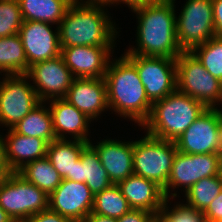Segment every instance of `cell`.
Segmentation results:
<instances>
[{
	"mask_svg": "<svg viewBox=\"0 0 222 222\" xmlns=\"http://www.w3.org/2000/svg\"><path fill=\"white\" fill-rule=\"evenodd\" d=\"M104 79L109 109L142 126L150 115L152 102L136 66L123 54L121 58L109 61Z\"/></svg>",
	"mask_w": 222,
	"mask_h": 222,
	"instance_id": "cell-2",
	"label": "cell"
},
{
	"mask_svg": "<svg viewBox=\"0 0 222 222\" xmlns=\"http://www.w3.org/2000/svg\"><path fill=\"white\" fill-rule=\"evenodd\" d=\"M177 90L189 95L207 109L222 103V82L214 78L192 52L176 58Z\"/></svg>",
	"mask_w": 222,
	"mask_h": 222,
	"instance_id": "cell-5",
	"label": "cell"
},
{
	"mask_svg": "<svg viewBox=\"0 0 222 222\" xmlns=\"http://www.w3.org/2000/svg\"><path fill=\"white\" fill-rule=\"evenodd\" d=\"M72 181L85 183L95 195L113 185L96 150L88 144L72 169Z\"/></svg>",
	"mask_w": 222,
	"mask_h": 222,
	"instance_id": "cell-22",
	"label": "cell"
},
{
	"mask_svg": "<svg viewBox=\"0 0 222 222\" xmlns=\"http://www.w3.org/2000/svg\"><path fill=\"white\" fill-rule=\"evenodd\" d=\"M89 143L80 140L55 139L48 144L47 157L63 179L72 180V169Z\"/></svg>",
	"mask_w": 222,
	"mask_h": 222,
	"instance_id": "cell-23",
	"label": "cell"
},
{
	"mask_svg": "<svg viewBox=\"0 0 222 222\" xmlns=\"http://www.w3.org/2000/svg\"><path fill=\"white\" fill-rule=\"evenodd\" d=\"M41 102L12 129L20 134L29 137H38L51 143L56 139L53 128L52 114L49 107L43 106Z\"/></svg>",
	"mask_w": 222,
	"mask_h": 222,
	"instance_id": "cell-25",
	"label": "cell"
},
{
	"mask_svg": "<svg viewBox=\"0 0 222 222\" xmlns=\"http://www.w3.org/2000/svg\"><path fill=\"white\" fill-rule=\"evenodd\" d=\"M96 150L108 177L113 184H118L128 176L134 174L133 171V141H118L105 139L93 145Z\"/></svg>",
	"mask_w": 222,
	"mask_h": 222,
	"instance_id": "cell-18",
	"label": "cell"
},
{
	"mask_svg": "<svg viewBox=\"0 0 222 222\" xmlns=\"http://www.w3.org/2000/svg\"><path fill=\"white\" fill-rule=\"evenodd\" d=\"M117 186L122 195L127 199L131 209L146 210L157 213L162 210L166 197L163 188L156 182L142 176L132 174Z\"/></svg>",
	"mask_w": 222,
	"mask_h": 222,
	"instance_id": "cell-19",
	"label": "cell"
},
{
	"mask_svg": "<svg viewBox=\"0 0 222 222\" xmlns=\"http://www.w3.org/2000/svg\"><path fill=\"white\" fill-rule=\"evenodd\" d=\"M169 199H166L162 210L155 213L153 222H206L203 211L197 210L188 204H176L168 207Z\"/></svg>",
	"mask_w": 222,
	"mask_h": 222,
	"instance_id": "cell-31",
	"label": "cell"
},
{
	"mask_svg": "<svg viewBox=\"0 0 222 222\" xmlns=\"http://www.w3.org/2000/svg\"><path fill=\"white\" fill-rule=\"evenodd\" d=\"M176 152L175 142L158 139L146 133L142 139L133 141L134 174L154 181L164 189Z\"/></svg>",
	"mask_w": 222,
	"mask_h": 222,
	"instance_id": "cell-6",
	"label": "cell"
},
{
	"mask_svg": "<svg viewBox=\"0 0 222 222\" xmlns=\"http://www.w3.org/2000/svg\"><path fill=\"white\" fill-rule=\"evenodd\" d=\"M48 200L52 211L72 222H84L92 212L94 194L85 183L63 179Z\"/></svg>",
	"mask_w": 222,
	"mask_h": 222,
	"instance_id": "cell-13",
	"label": "cell"
},
{
	"mask_svg": "<svg viewBox=\"0 0 222 222\" xmlns=\"http://www.w3.org/2000/svg\"><path fill=\"white\" fill-rule=\"evenodd\" d=\"M105 6L74 1L58 25L60 47H114L118 31Z\"/></svg>",
	"mask_w": 222,
	"mask_h": 222,
	"instance_id": "cell-3",
	"label": "cell"
},
{
	"mask_svg": "<svg viewBox=\"0 0 222 222\" xmlns=\"http://www.w3.org/2000/svg\"><path fill=\"white\" fill-rule=\"evenodd\" d=\"M64 99L91 121L109 108L104 78H74Z\"/></svg>",
	"mask_w": 222,
	"mask_h": 222,
	"instance_id": "cell-17",
	"label": "cell"
},
{
	"mask_svg": "<svg viewBox=\"0 0 222 222\" xmlns=\"http://www.w3.org/2000/svg\"><path fill=\"white\" fill-rule=\"evenodd\" d=\"M49 196L17 172L0 184V207L14 222H24L32 215L49 208Z\"/></svg>",
	"mask_w": 222,
	"mask_h": 222,
	"instance_id": "cell-7",
	"label": "cell"
},
{
	"mask_svg": "<svg viewBox=\"0 0 222 222\" xmlns=\"http://www.w3.org/2000/svg\"><path fill=\"white\" fill-rule=\"evenodd\" d=\"M4 76L0 82V125L12 129L41 101L26 74Z\"/></svg>",
	"mask_w": 222,
	"mask_h": 222,
	"instance_id": "cell-10",
	"label": "cell"
},
{
	"mask_svg": "<svg viewBox=\"0 0 222 222\" xmlns=\"http://www.w3.org/2000/svg\"><path fill=\"white\" fill-rule=\"evenodd\" d=\"M176 33L182 52H191L215 37L212 0H187L176 17Z\"/></svg>",
	"mask_w": 222,
	"mask_h": 222,
	"instance_id": "cell-8",
	"label": "cell"
},
{
	"mask_svg": "<svg viewBox=\"0 0 222 222\" xmlns=\"http://www.w3.org/2000/svg\"><path fill=\"white\" fill-rule=\"evenodd\" d=\"M222 154H185L177 151L166 187L163 189L166 199L177 197L172 190L184 187L185 193L200 179L221 173Z\"/></svg>",
	"mask_w": 222,
	"mask_h": 222,
	"instance_id": "cell-9",
	"label": "cell"
},
{
	"mask_svg": "<svg viewBox=\"0 0 222 222\" xmlns=\"http://www.w3.org/2000/svg\"><path fill=\"white\" fill-rule=\"evenodd\" d=\"M26 75L33 80V87L41 102L64 98L75 78L61 55L30 66Z\"/></svg>",
	"mask_w": 222,
	"mask_h": 222,
	"instance_id": "cell-12",
	"label": "cell"
},
{
	"mask_svg": "<svg viewBox=\"0 0 222 222\" xmlns=\"http://www.w3.org/2000/svg\"><path fill=\"white\" fill-rule=\"evenodd\" d=\"M49 102L56 139H67L65 135L68 133L73 140L89 143L87 135L91 120L64 98L51 99Z\"/></svg>",
	"mask_w": 222,
	"mask_h": 222,
	"instance_id": "cell-20",
	"label": "cell"
},
{
	"mask_svg": "<svg viewBox=\"0 0 222 222\" xmlns=\"http://www.w3.org/2000/svg\"><path fill=\"white\" fill-rule=\"evenodd\" d=\"M216 36L222 37V0H212Z\"/></svg>",
	"mask_w": 222,
	"mask_h": 222,
	"instance_id": "cell-36",
	"label": "cell"
},
{
	"mask_svg": "<svg viewBox=\"0 0 222 222\" xmlns=\"http://www.w3.org/2000/svg\"><path fill=\"white\" fill-rule=\"evenodd\" d=\"M84 222H117V219L99 214H90Z\"/></svg>",
	"mask_w": 222,
	"mask_h": 222,
	"instance_id": "cell-38",
	"label": "cell"
},
{
	"mask_svg": "<svg viewBox=\"0 0 222 222\" xmlns=\"http://www.w3.org/2000/svg\"><path fill=\"white\" fill-rule=\"evenodd\" d=\"M191 52L214 78L222 82V37L215 36Z\"/></svg>",
	"mask_w": 222,
	"mask_h": 222,
	"instance_id": "cell-30",
	"label": "cell"
},
{
	"mask_svg": "<svg viewBox=\"0 0 222 222\" xmlns=\"http://www.w3.org/2000/svg\"><path fill=\"white\" fill-rule=\"evenodd\" d=\"M175 143L177 151L185 154H222L215 110L206 109Z\"/></svg>",
	"mask_w": 222,
	"mask_h": 222,
	"instance_id": "cell-14",
	"label": "cell"
},
{
	"mask_svg": "<svg viewBox=\"0 0 222 222\" xmlns=\"http://www.w3.org/2000/svg\"><path fill=\"white\" fill-rule=\"evenodd\" d=\"M4 176L0 173V184H1V182L4 180Z\"/></svg>",
	"mask_w": 222,
	"mask_h": 222,
	"instance_id": "cell-42",
	"label": "cell"
},
{
	"mask_svg": "<svg viewBox=\"0 0 222 222\" xmlns=\"http://www.w3.org/2000/svg\"><path fill=\"white\" fill-rule=\"evenodd\" d=\"M0 173L4 177H7L12 173L6 160L5 142L4 137L2 138V135H0Z\"/></svg>",
	"mask_w": 222,
	"mask_h": 222,
	"instance_id": "cell-37",
	"label": "cell"
},
{
	"mask_svg": "<svg viewBox=\"0 0 222 222\" xmlns=\"http://www.w3.org/2000/svg\"><path fill=\"white\" fill-rule=\"evenodd\" d=\"M155 213L140 210L130 209L122 217L117 219V222H153Z\"/></svg>",
	"mask_w": 222,
	"mask_h": 222,
	"instance_id": "cell-33",
	"label": "cell"
},
{
	"mask_svg": "<svg viewBox=\"0 0 222 222\" xmlns=\"http://www.w3.org/2000/svg\"><path fill=\"white\" fill-rule=\"evenodd\" d=\"M135 66L148 99L153 103L177 89L176 59L124 54Z\"/></svg>",
	"mask_w": 222,
	"mask_h": 222,
	"instance_id": "cell-11",
	"label": "cell"
},
{
	"mask_svg": "<svg viewBox=\"0 0 222 222\" xmlns=\"http://www.w3.org/2000/svg\"><path fill=\"white\" fill-rule=\"evenodd\" d=\"M222 191V174L205 177L195 183L186 193L187 204L204 211Z\"/></svg>",
	"mask_w": 222,
	"mask_h": 222,
	"instance_id": "cell-29",
	"label": "cell"
},
{
	"mask_svg": "<svg viewBox=\"0 0 222 222\" xmlns=\"http://www.w3.org/2000/svg\"><path fill=\"white\" fill-rule=\"evenodd\" d=\"M24 222H72L69 218L58 214L51 209L36 213L27 218Z\"/></svg>",
	"mask_w": 222,
	"mask_h": 222,
	"instance_id": "cell-35",
	"label": "cell"
},
{
	"mask_svg": "<svg viewBox=\"0 0 222 222\" xmlns=\"http://www.w3.org/2000/svg\"><path fill=\"white\" fill-rule=\"evenodd\" d=\"M74 1L80 2L79 0H18L24 21L53 25H59Z\"/></svg>",
	"mask_w": 222,
	"mask_h": 222,
	"instance_id": "cell-24",
	"label": "cell"
},
{
	"mask_svg": "<svg viewBox=\"0 0 222 222\" xmlns=\"http://www.w3.org/2000/svg\"><path fill=\"white\" fill-rule=\"evenodd\" d=\"M217 115V123L219 128V137H220V146L222 149V110L218 109V107L213 108Z\"/></svg>",
	"mask_w": 222,
	"mask_h": 222,
	"instance_id": "cell-39",
	"label": "cell"
},
{
	"mask_svg": "<svg viewBox=\"0 0 222 222\" xmlns=\"http://www.w3.org/2000/svg\"><path fill=\"white\" fill-rule=\"evenodd\" d=\"M81 3H89V4H102V5H111V4H119V0H80Z\"/></svg>",
	"mask_w": 222,
	"mask_h": 222,
	"instance_id": "cell-40",
	"label": "cell"
},
{
	"mask_svg": "<svg viewBox=\"0 0 222 222\" xmlns=\"http://www.w3.org/2000/svg\"><path fill=\"white\" fill-rule=\"evenodd\" d=\"M207 108L177 89L164 99L152 103L148 119L141 128L147 134L175 142Z\"/></svg>",
	"mask_w": 222,
	"mask_h": 222,
	"instance_id": "cell-4",
	"label": "cell"
},
{
	"mask_svg": "<svg viewBox=\"0 0 222 222\" xmlns=\"http://www.w3.org/2000/svg\"><path fill=\"white\" fill-rule=\"evenodd\" d=\"M0 222H14L1 207H0Z\"/></svg>",
	"mask_w": 222,
	"mask_h": 222,
	"instance_id": "cell-41",
	"label": "cell"
},
{
	"mask_svg": "<svg viewBox=\"0 0 222 222\" xmlns=\"http://www.w3.org/2000/svg\"><path fill=\"white\" fill-rule=\"evenodd\" d=\"M52 24L38 21H24L19 36L25 49L28 69L30 66L57 58L61 55L59 30L52 31Z\"/></svg>",
	"mask_w": 222,
	"mask_h": 222,
	"instance_id": "cell-15",
	"label": "cell"
},
{
	"mask_svg": "<svg viewBox=\"0 0 222 222\" xmlns=\"http://www.w3.org/2000/svg\"><path fill=\"white\" fill-rule=\"evenodd\" d=\"M6 135V160L12 172H17L25 164L47 155L48 142L38 137H29L8 130Z\"/></svg>",
	"mask_w": 222,
	"mask_h": 222,
	"instance_id": "cell-21",
	"label": "cell"
},
{
	"mask_svg": "<svg viewBox=\"0 0 222 222\" xmlns=\"http://www.w3.org/2000/svg\"><path fill=\"white\" fill-rule=\"evenodd\" d=\"M175 0L137 4L130 7L137 15V46L125 54L176 59L182 50L176 33Z\"/></svg>",
	"mask_w": 222,
	"mask_h": 222,
	"instance_id": "cell-1",
	"label": "cell"
},
{
	"mask_svg": "<svg viewBox=\"0 0 222 222\" xmlns=\"http://www.w3.org/2000/svg\"><path fill=\"white\" fill-rule=\"evenodd\" d=\"M17 173L28 182L36 185L48 196L63 180L47 156L25 164Z\"/></svg>",
	"mask_w": 222,
	"mask_h": 222,
	"instance_id": "cell-26",
	"label": "cell"
},
{
	"mask_svg": "<svg viewBox=\"0 0 222 222\" xmlns=\"http://www.w3.org/2000/svg\"><path fill=\"white\" fill-rule=\"evenodd\" d=\"M23 22L18 0H0V37L18 34Z\"/></svg>",
	"mask_w": 222,
	"mask_h": 222,
	"instance_id": "cell-32",
	"label": "cell"
},
{
	"mask_svg": "<svg viewBox=\"0 0 222 222\" xmlns=\"http://www.w3.org/2000/svg\"><path fill=\"white\" fill-rule=\"evenodd\" d=\"M206 222H219L222 219V191L203 211Z\"/></svg>",
	"mask_w": 222,
	"mask_h": 222,
	"instance_id": "cell-34",
	"label": "cell"
},
{
	"mask_svg": "<svg viewBox=\"0 0 222 222\" xmlns=\"http://www.w3.org/2000/svg\"><path fill=\"white\" fill-rule=\"evenodd\" d=\"M113 47H61V56L75 78H104Z\"/></svg>",
	"mask_w": 222,
	"mask_h": 222,
	"instance_id": "cell-16",
	"label": "cell"
},
{
	"mask_svg": "<svg viewBox=\"0 0 222 222\" xmlns=\"http://www.w3.org/2000/svg\"><path fill=\"white\" fill-rule=\"evenodd\" d=\"M131 208L127 199L122 195L117 184H113L94 195L93 209L90 214H99L118 219Z\"/></svg>",
	"mask_w": 222,
	"mask_h": 222,
	"instance_id": "cell-28",
	"label": "cell"
},
{
	"mask_svg": "<svg viewBox=\"0 0 222 222\" xmlns=\"http://www.w3.org/2000/svg\"><path fill=\"white\" fill-rule=\"evenodd\" d=\"M26 74L28 63L19 34L0 37V73Z\"/></svg>",
	"mask_w": 222,
	"mask_h": 222,
	"instance_id": "cell-27",
	"label": "cell"
}]
</instances>
